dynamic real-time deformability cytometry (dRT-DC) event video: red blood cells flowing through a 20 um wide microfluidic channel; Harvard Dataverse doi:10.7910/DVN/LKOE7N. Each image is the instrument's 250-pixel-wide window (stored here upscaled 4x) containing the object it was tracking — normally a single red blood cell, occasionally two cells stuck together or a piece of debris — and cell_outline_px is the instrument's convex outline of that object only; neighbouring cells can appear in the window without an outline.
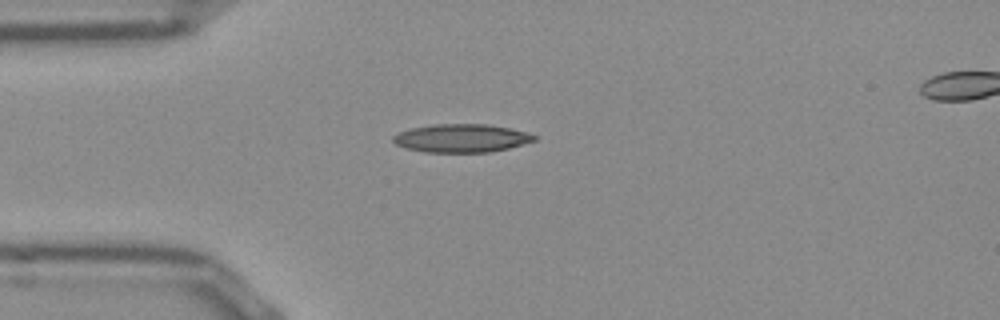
{"species": "Egyptian fruit bat (a non-hibernating species)", "species_latin": "Rousettus aegyptiacus", "temperature_condition": "room temperature", "stored_images_in_passage": 51, "camera_frame_rate_fps": 3000, "um_per_image_px": 0.085, "frame": {"image": 1, "passage_image": 12, "time_ms": 3.667, "image_size_px": [1000, 320], "cell_outline_px": [[536, 140], [508, 148], [488, 152], [424, 152], [408, 148], [396, 144], [392, 140], [392, 136], [400, 132], [412, 128], [432, 124], [488, 124], [508, 128], [524, 132], [536, 136]], "centroid_in_image_um": [39.2, 11.74], "position_along_channel_um": 45.8, "area_um2": 22.95}}
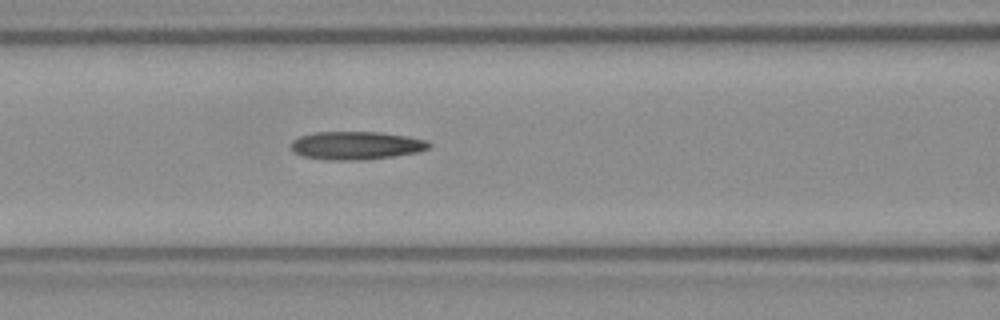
{"frame": {"image": 2, "passage_image": 20, "time_ms": 6.333, "image_size_px": [1000, 320], "cell_outline_px": [[432, 144], [428, 148], [416, 152], [392, 156], [364, 160], [328, 160], [304, 156], [296, 152], [292, 148], [292, 140], [300, 136], [316, 132], [376, 132], [404, 136], [424, 140]], "centroid_in_image_um": [30.25, 12.37], "position_along_channel_um": 136.4, "area_um2": 22.2}}
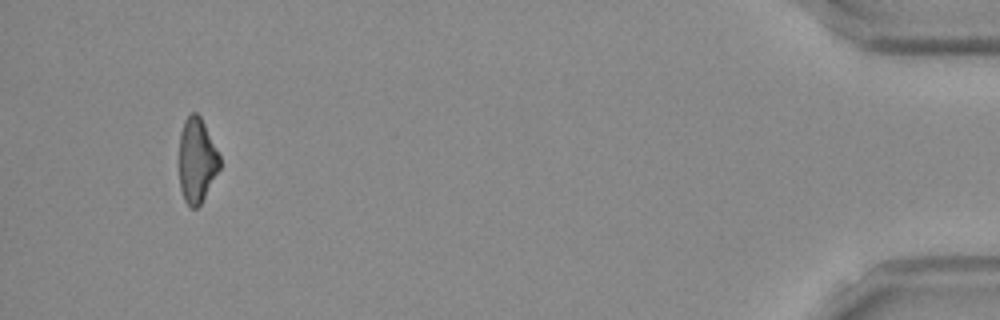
{"frame": {"image": 3, "passage_image": 48, "time_ms": 15.667, "image_size_px": [1000, 320], "cell_outline_px": [[220, 168], [200, 204], [196, 208], [192, 208], [184, 200], [180, 188], [176, 160], [180, 132], [184, 120], [192, 112], [196, 112], [200, 116], [220, 156]], "centroid_in_image_um": [16.66, 13.62], "position_along_channel_um": 418.5, "area_um2": 20.52}, "authors_computed_cell_mechanics": {"area_um2": 21.5016, "velocity_mm_per_s": 3.8735, "shape_relaxation_time_tau1_ms": null, "shape_relaxation_time_tau2_ms": 5.0333, "deformation_change_tau1": null, "deformation_change_tau2": 0.1717}}